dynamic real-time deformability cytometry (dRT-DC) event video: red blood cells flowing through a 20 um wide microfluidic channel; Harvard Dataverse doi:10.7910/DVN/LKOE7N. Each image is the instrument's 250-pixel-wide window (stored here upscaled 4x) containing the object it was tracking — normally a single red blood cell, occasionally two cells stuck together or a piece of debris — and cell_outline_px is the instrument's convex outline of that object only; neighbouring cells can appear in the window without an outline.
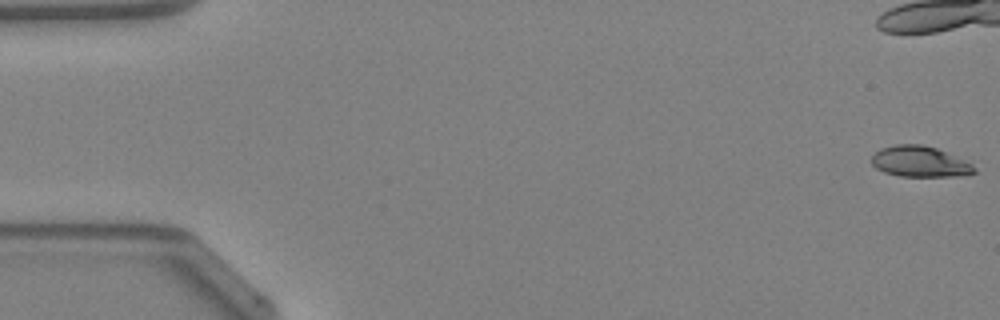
{"species": "Egyptian fruit bat (a non-hibernating species)", "species_latin": "Rousettus aegyptiacus", "temperature_condition": "warm", "stored_images_in_passage": 40, "camera_frame_rate_fps": 3000, "um_per_image_px": 0.085, "animal": {"sex": "female"}, "frame": {"image": 1, "passage_image": 1, "time_ms": 0.0, "image_size_px": [1000, 320], "cell_outline_px": [[976, 172], [960, 176], [900, 176], [884, 172], [876, 168], [872, 164], [872, 156], [880, 148], [896, 144], [920, 144], [936, 148], [972, 164], [976, 168]], "centroid_in_image_um": [78.16, 13.74], "position_along_channel_um": 6.8, "area_um2": 18.26}}